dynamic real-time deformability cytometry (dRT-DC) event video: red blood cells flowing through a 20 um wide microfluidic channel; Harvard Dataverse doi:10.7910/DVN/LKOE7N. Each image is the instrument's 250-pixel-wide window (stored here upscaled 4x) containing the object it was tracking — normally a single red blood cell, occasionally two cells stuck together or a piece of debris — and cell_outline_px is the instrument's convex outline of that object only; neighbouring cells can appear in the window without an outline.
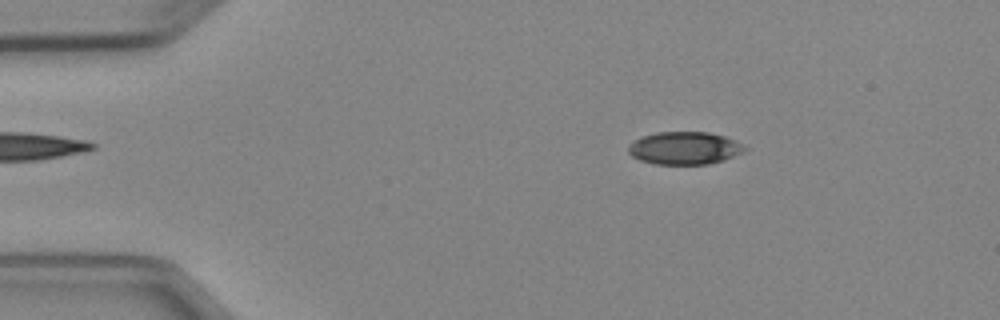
{"species": "Egyptian fruit bat (a non-hibernating species)", "species_latin": "Rousettus aegyptiacus", "temperature_condition": "cold", "stored_images_in_passage": 5, "segment_of_instrument_passage": [1, 2], "camera_frame_rate_fps": 3000, "um_per_image_px": 0.085, "animal": {"sex": "female"}, "frame": {"image": 1, "passage_image": 2, "time_ms": 1.333, "image_size_px": [1000, 320], "cell_outline_px": [[748, 148], [724, 160], [708, 164], [656, 164], [640, 160], [632, 156], [628, 152], [628, 144], [644, 136], [656, 132], [708, 132], [724, 136]], "centroid_in_image_um": [58.14, 12.59], "position_along_channel_um": 26.9, "area_um2": 21.85}}
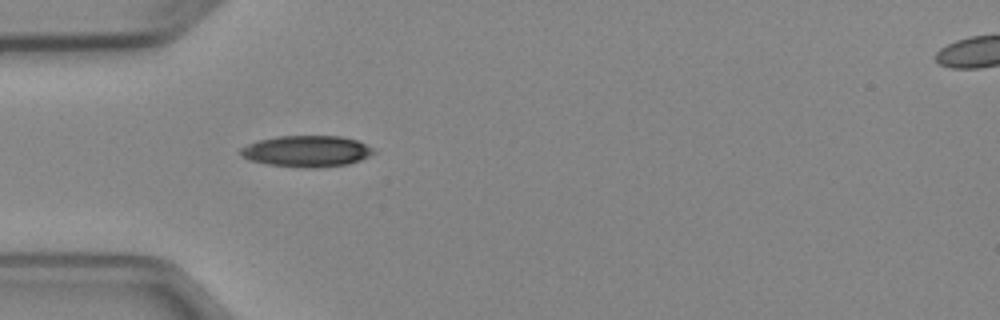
{"frame": {"image": 2, "passage_image": 4, "time_ms": 3.667, "image_size_px": [1000, 320], "cell_outline_px": [[376, 152], [360, 160], [348, 164], [316, 168], [304, 168], [268, 164], [248, 160], [240, 156], [240, 148], [248, 144], [260, 140], [276, 136], [340, 136], [356, 140], [372, 148]], "centroid_in_image_um": [26.04, 12.86], "position_along_channel_um": 59.0, "area_um2": 24.22}}